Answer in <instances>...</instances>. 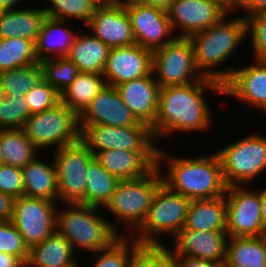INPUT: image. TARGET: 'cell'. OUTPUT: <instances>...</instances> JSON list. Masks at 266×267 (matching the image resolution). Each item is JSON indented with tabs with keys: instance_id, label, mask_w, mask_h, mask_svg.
Returning <instances> with one entry per match:
<instances>
[{
	"instance_id": "1",
	"label": "cell",
	"mask_w": 266,
	"mask_h": 267,
	"mask_svg": "<svg viewBox=\"0 0 266 267\" xmlns=\"http://www.w3.org/2000/svg\"><path fill=\"white\" fill-rule=\"evenodd\" d=\"M208 94L223 95V85L204 77L187 85L160 88L158 112L151 127L157 144H160V139L169 141L175 133L187 134L195 131L196 134L197 131L202 133L212 129L213 111L211 112L212 108L208 105L209 100L205 98Z\"/></svg>"
},
{
	"instance_id": "2",
	"label": "cell",
	"mask_w": 266,
	"mask_h": 267,
	"mask_svg": "<svg viewBox=\"0 0 266 267\" xmlns=\"http://www.w3.org/2000/svg\"><path fill=\"white\" fill-rule=\"evenodd\" d=\"M171 155L163 147H158L157 166L163 184L171 191L190 200L225 196L227 186L216 152L188 158ZM162 163L167 166L166 172L162 170L164 169Z\"/></svg>"
},
{
	"instance_id": "3",
	"label": "cell",
	"mask_w": 266,
	"mask_h": 267,
	"mask_svg": "<svg viewBox=\"0 0 266 267\" xmlns=\"http://www.w3.org/2000/svg\"><path fill=\"white\" fill-rule=\"evenodd\" d=\"M226 14L210 28L188 37L191 42L195 65L200 74L222 85L232 75L235 67L224 65L247 41V22L242 15ZM230 15H232L230 17ZM235 15V16H234ZM230 17V18H229ZM226 68L224 69L223 66Z\"/></svg>"
},
{
	"instance_id": "4",
	"label": "cell",
	"mask_w": 266,
	"mask_h": 267,
	"mask_svg": "<svg viewBox=\"0 0 266 267\" xmlns=\"http://www.w3.org/2000/svg\"><path fill=\"white\" fill-rule=\"evenodd\" d=\"M100 211L105 212L81 203H59L55 231L69 241L77 255L81 251L90 255L106 249L124 236L122 226L117 227L118 223L105 218V214L100 216Z\"/></svg>"
},
{
	"instance_id": "5",
	"label": "cell",
	"mask_w": 266,
	"mask_h": 267,
	"mask_svg": "<svg viewBox=\"0 0 266 267\" xmlns=\"http://www.w3.org/2000/svg\"><path fill=\"white\" fill-rule=\"evenodd\" d=\"M162 184L158 166L142 178L118 182L115 192L103 208L107 215H113V221L115 219L119 224H124V236H131L142 225L153 197Z\"/></svg>"
},
{
	"instance_id": "6",
	"label": "cell",
	"mask_w": 266,
	"mask_h": 267,
	"mask_svg": "<svg viewBox=\"0 0 266 267\" xmlns=\"http://www.w3.org/2000/svg\"><path fill=\"white\" fill-rule=\"evenodd\" d=\"M215 151L227 187L251 186L266 172V134L257 130Z\"/></svg>"
},
{
	"instance_id": "7",
	"label": "cell",
	"mask_w": 266,
	"mask_h": 267,
	"mask_svg": "<svg viewBox=\"0 0 266 267\" xmlns=\"http://www.w3.org/2000/svg\"><path fill=\"white\" fill-rule=\"evenodd\" d=\"M190 202L189 198L162 184L153 197L144 222L131 237L141 245H164L160 240L162 236L172 240L184 227Z\"/></svg>"
},
{
	"instance_id": "8",
	"label": "cell",
	"mask_w": 266,
	"mask_h": 267,
	"mask_svg": "<svg viewBox=\"0 0 266 267\" xmlns=\"http://www.w3.org/2000/svg\"><path fill=\"white\" fill-rule=\"evenodd\" d=\"M23 130L42 153L43 150L53 148L55 151L81 140L79 115L61 102L52 109L31 114Z\"/></svg>"
},
{
	"instance_id": "9",
	"label": "cell",
	"mask_w": 266,
	"mask_h": 267,
	"mask_svg": "<svg viewBox=\"0 0 266 267\" xmlns=\"http://www.w3.org/2000/svg\"><path fill=\"white\" fill-rule=\"evenodd\" d=\"M152 73L160 88L187 85L204 78L195 65L191 42L184 37H176L153 51Z\"/></svg>"
},
{
	"instance_id": "10",
	"label": "cell",
	"mask_w": 266,
	"mask_h": 267,
	"mask_svg": "<svg viewBox=\"0 0 266 267\" xmlns=\"http://www.w3.org/2000/svg\"><path fill=\"white\" fill-rule=\"evenodd\" d=\"M52 153L58 180V203H80L85 198L86 169L94 154L81 140Z\"/></svg>"
},
{
	"instance_id": "11",
	"label": "cell",
	"mask_w": 266,
	"mask_h": 267,
	"mask_svg": "<svg viewBox=\"0 0 266 267\" xmlns=\"http://www.w3.org/2000/svg\"><path fill=\"white\" fill-rule=\"evenodd\" d=\"M80 129L81 141L94 155L111 149L157 151L159 146L149 126L80 125Z\"/></svg>"
},
{
	"instance_id": "12",
	"label": "cell",
	"mask_w": 266,
	"mask_h": 267,
	"mask_svg": "<svg viewBox=\"0 0 266 267\" xmlns=\"http://www.w3.org/2000/svg\"><path fill=\"white\" fill-rule=\"evenodd\" d=\"M249 187L229 186L226 189V232L229 237L266 235L261 221L259 192Z\"/></svg>"
},
{
	"instance_id": "13",
	"label": "cell",
	"mask_w": 266,
	"mask_h": 267,
	"mask_svg": "<svg viewBox=\"0 0 266 267\" xmlns=\"http://www.w3.org/2000/svg\"><path fill=\"white\" fill-rule=\"evenodd\" d=\"M57 201L21 196L15 200L11 222L29 249L55 232Z\"/></svg>"
},
{
	"instance_id": "14",
	"label": "cell",
	"mask_w": 266,
	"mask_h": 267,
	"mask_svg": "<svg viewBox=\"0 0 266 267\" xmlns=\"http://www.w3.org/2000/svg\"><path fill=\"white\" fill-rule=\"evenodd\" d=\"M124 6L137 45L154 51L177 37L171 27L167 10L133 0H126Z\"/></svg>"
},
{
	"instance_id": "15",
	"label": "cell",
	"mask_w": 266,
	"mask_h": 267,
	"mask_svg": "<svg viewBox=\"0 0 266 267\" xmlns=\"http://www.w3.org/2000/svg\"><path fill=\"white\" fill-rule=\"evenodd\" d=\"M223 95L266 115V60H254L250 65L235 67L223 84Z\"/></svg>"
},
{
	"instance_id": "16",
	"label": "cell",
	"mask_w": 266,
	"mask_h": 267,
	"mask_svg": "<svg viewBox=\"0 0 266 267\" xmlns=\"http://www.w3.org/2000/svg\"><path fill=\"white\" fill-rule=\"evenodd\" d=\"M167 14L175 35L188 38L210 28L227 13L209 0H173Z\"/></svg>"
},
{
	"instance_id": "17",
	"label": "cell",
	"mask_w": 266,
	"mask_h": 267,
	"mask_svg": "<svg viewBox=\"0 0 266 267\" xmlns=\"http://www.w3.org/2000/svg\"><path fill=\"white\" fill-rule=\"evenodd\" d=\"M153 51L134 44L110 48L103 70L107 85L118 86L152 73Z\"/></svg>"
},
{
	"instance_id": "18",
	"label": "cell",
	"mask_w": 266,
	"mask_h": 267,
	"mask_svg": "<svg viewBox=\"0 0 266 267\" xmlns=\"http://www.w3.org/2000/svg\"><path fill=\"white\" fill-rule=\"evenodd\" d=\"M80 125L114 127L148 126L141 123L123 102L115 86L105 85L79 115Z\"/></svg>"
},
{
	"instance_id": "19",
	"label": "cell",
	"mask_w": 266,
	"mask_h": 267,
	"mask_svg": "<svg viewBox=\"0 0 266 267\" xmlns=\"http://www.w3.org/2000/svg\"><path fill=\"white\" fill-rule=\"evenodd\" d=\"M226 231H195L182 228L171 240L170 248L177 256L200 258L223 266L226 259Z\"/></svg>"
},
{
	"instance_id": "20",
	"label": "cell",
	"mask_w": 266,
	"mask_h": 267,
	"mask_svg": "<svg viewBox=\"0 0 266 267\" xmlns=\"http://www.w3.org/2000/svg\"><path fill=\"white\" fill-rule=\"evenodd\" d=\"M86 27L93 36L109 48L136 44L124 4L96 8Z\"/></svg>"
},
{
	"instance_id": "21",
	"label": "cell",
	"mask_w": 266,
	"mask_h": 267,
	"mask_svg": "<svg viewBox=\"0 0 266 267\" xmlns=\"http://www.w3.org/2000/svg\"><path fill=\"white\" fill-rule=\"evenodd\" d=\"M94 157L119 180L142 178L157 166V151L111 149L99 151Z\"/></svg>"
},
{
	"instance_id": "22",
	"label": "cell",
	"mask_w": 266,
	"mask_h": 267,
	"mask_svg": "<svg viewBox=\"0 0 266 267\" xmlns=\"http://www.w3.org/2000/svg\"><path fill=\"white\" fill-rule=\"evenodd\" d=\"M116 89L137 120L151 128L158 112L160 91L153 73L122 83Z\"/></svg>"
},
{
	"instance_id": "23",
	"label": "cell",
	"mask_w": 266,
	"mask_h": 267,
	"mask_svg": "<svg viewBox=\"0 0 266 267\" xmlns=\"http://www.w3.org/2000/svg\"><path fill=\"white\" fill-rule=\"evenodd\" d=\"M77 256L69 241L55 231L29 249L26 264L28 267H79L81 259Z\"/></svg>"
},
{
	"instance_id": "24",
	"label": "cell",
	"mask_w": 266,
	"mask_h": 267,
	"mask_svg": "<svg viewBox=\"0 0 266 267\" xmlns=\"http://www.w3.org/2000/svg\"><path fill=\"white\" fill-rule=\"evenodd\" d=\"M39 155L22 170L24 195L29 198H43L58 201V180L53 156L42 159ZM46 161V162H45Z\"/></svg>"
},
{
	"instance_id": "25",
	"label": "cell",
	"mask_w": 266,
	"mask_h": 267,
	"mask_svg": "<svg viewBox=\"0 0 266 267\" xmlns=\"http://www.w3.org/2000/svg\"><path fill=\"white\" fill-rule=\"evenodd\" d=\"M68 23L69 21L46 17L35 42L39 62L44 59L66 57L69 53L77 33Z\"/></svg>"
},
{
	"instance_id": "26",
	"label": "cell",
	"mask_w": 266,
	"mask_h": 267,
	"mask_svg": "<svg viewBox=\"0 0 266 267\" xmlns=\"http://www.w3.org/2000/svg\"><path fill=\"white\" fill-rule=\"evenodd\" d=\"M47 17L44 9L25 8L0 12V39L25 38L36 42Z\"/></svg>"
},
{
	"instance_id": "27",
	"label": "cell",
	"mask_w": 266,
	"mask_h": 267,
	"mask_svg": "<svg viewBox=\"0 0 266 267\" xmlns=\"http://www.w3.org/2000/svg\"><path fill=\"white\" fill-rule=\"evenodd\" d=\"M78 31L66 57L79 72L102 75L110 48L90 32L82 34L81 28Z\"/></svg>"
},
{
	"instance_id": "28",
	"label": "cell",
	"mask_w": 266,
	"mask_h": 267,
	"mask_svg": "<svg viewBox=\"0 0 266 267\" xmlns=\"http://www.w3.org/2000/svg\"><path fill=\"white\" fill-rule=\"evenodd\" d=\"M183 228L195 231H226L225 196L191 200Z\"/></svg>"
},
{
	"instance_id": "29",
	"label": "cell",
	"mask_w": 266,
	"mask_h": 267,
	"mask_svg": "<svg viewBox=\"0 0 266 267\" xmlns=\"http://www.w3.org/2000/svg\"><path fill=\"white\" fill-rule=\"evenodd\" d=\"M224 267H266V235L228 237Z\"/></svg>"
},
{
	"instance_id": "30",
	"label": "cell",
	"mask_w": 266,
	"mask_h": 267,
	"mask_svg": "<svg viewBox=\"0 0 266 267\" xmlns=\"http://www.w3.org/2000/svg\"><path fill=\"white\" fill-rule=\"evenodd\" d=\"M105 85L103 75L79 72L60 94V102L80 115Z\"/></svg>"
},
{
	"instance_id": "31",
	"label": "cell",
	"mask_w": 266,
	"mask_h": 267,
	"mask_svg": "<svg viewBox=\"0 0 266 267\" xmlns=\"http://www.w3.org/2000/svg\"><path fill=\"white\" fill-rule=\"evenodd\" d=\"M120 180L105 170L94 157L85 175V198L81 204L103 208L115 192Z\"/></svg>"
},
{
	"instance_id": "32",
	"label": "cell",
	"mask_w": 266,
	"mask_h": 267,
	"mask_svg": "<svg viewBox=\"0 0 266 267\" xmlns=\"http://www.w3.org/2000/svg\"><path fill=\"white\" fill-rule=\"evenodd\" d=\"M0 147L4 164L21 169L42 153L23 129L0 130Z\"/></svg>"
},
{
	"instance_id": "33",
	"label": "cell",
	"mask_w": 266,
	"mask_h": 267,
	"mask_svg": "<svg viewBox=\"0 0 266 267\" xmlns=\"http://www.w3.org/2000/svg\"><path fill=\"white\" fill-rule=\"evenodd\" d=\"M40 62L29 66L0 72V95L24 96L43 80Z\"/></svg>"
},
{
	"instance_id": "34",
	"label": "cell",
	"mask_w": 266,
	"mask_h": 267,
	"mask_svg": "<svg viewBox=\"0 0 266 267\" xmlns=\"http://www.w3.org/2000/svg\"><path fill=\"white\" fill-rule=\"evenodd\" d=\"M35 42L25 38L0 39V72L38 63Z\"/></svg>"
},
{
	"instance_id": "35",
	"label": "cell",
	"mask_w": 266,
	"mask_h": 267,
	"mask_svg": "<svg viewBox=\"0 0 266 267\" xmlns=\"http://www.w3.org/2000/svg\"><path fill=\"white\" fill-rule=\"evenodd\" d=\"M140 245L131 236H120L108 248L90 254L93 262L88 267H129L132 255Z\"/></svg>"
},
{
	"instance_id": "36",
	"label": "cell",
	"mask_w": 266,
	"mask_h": 267,
	"mask_svg": "<svg viewBox=\"0 0 266 267\" xmlns=\"http://www.w3.org/2000/svg\"><path fill=\"white\" fill-rule=\"evenodd\" d=\"M49 7H44L47 17L58 20H78L87 25L92 14L96 10V6L91 0H46Z\"/></svg>"
},
{
	"instance_id": "37",
	"label": "cell",
	"mask_w": 266,
	"mask_h": 267,
	"mask_svg": "<svg viewBox=\"0 0 266 267\" xmlns=\"http://www.w3.org/2000/svg\"><path fill=\"white\" fill-rule=\"evenodd\" d=\"M140 245L129 267H178V256L166 245Z\"/></svg>"
},
{
	"instance_id": "38",
	"label": "cell",
	"mask_w": 266,
	"mask_h": 267,
	"mask_svg": "<svg viewBox=\"0 0 266 267\" xmlns=\"http://www.w3.org/2000/svg\"><path fill=\"white\" fill-rule=\"evenodd\" d=\"M43 78L60 94L75 80L79 73L76 65L67 57L44 59L40 62Z\"/></svg>"
},
{
	"instance_id": "39",
	"label": "cell",
	"mask_w": 266,
	"mask_h": 267,
	"mask_svg": "<svg viewBox=\"0 0 266 267\" xmlns=\"http://www.w3.org/2000/svg\"><path fill=\"white\" fill-rule=\"evenodd\" d=\"M30 115L24 96L0 95V130L23 129Z\"/></svg>"
},
{
	"instance_id": "40",
	"label": "cell",
	"mask_w": 266,
	"mask_h": 267,
	"mask_svg": "<svg viewBox=\"0 0 266 267\" xmlns=\"http://www.w3.org/2000/svg\"><path fill=\"white\" fill-rule=\"evenodd\" d=\"M24 98L30 114L52 109L60 103V93L45 79L25 93Z\"/></svg>"
},
{
	"instance_id": "41",
	"label": "cell",
	"mask_w": 266,
	"mask_h": 267,
	"mask_svg": "<svg viewBox=\"0 0 266 267\" xmlns=\"http://www.w3.org/2000/svg\"><path fill=\"white\" fill-rule=\"evenodd\" d=\"M0 252L16 256L27 263L29 247L11 221H0Z\"/></svg>"
},
{
	"instance_id": "42",
	"label": "cell",
	"mask_w": 266,
	"mask_h": 267,
	"mask_svg": "<svg viewBox=\"0 0 266 267\" xmlns=\"http://www.w3.org/2000/svg\"><path fill=\"white\" fill-rule=\"evenodd\" d=\"M247 37L253 51V60H266V10L246 18ZM250 37V38H249Z\"/></svg>"
},
{
	"instance_id": "43",
	"label": "cell",
	"mask_w": 266,
	"mask_h": 267,
	"mask_svg": "<svg viewBox=\"0 0 266 267\" xmlns=\"http://www.w3.org/2000/svg\"><path fill=\"white\" fill-rule=\"evenodd\" d=\"M0 192L15 199L24 195V183L21 168L0 165Z\"/></svg>"
},
{
	"instance_id": "44",
	"label": "cell",
	"mask_w": 266,
	"mask_h": 267,
	"mask_svg": "<svg viewBox=\"0 0 266 267\" xmlns=\"http://www.w3.org/2000/svg\"><path fill=\"white\" fill-rule=\"evenodd\" d=\"M15 200V198L0 192V221L12 220Z\"/></svg>"
},
{
	"instance_id": "45",
	"label": "cell",
	"mask_w": 266,
	"mask_h": 267,
	"mask_svg": "<svg viewBox=\"0 0 266 267\" xmlns=\"http://www.w3.org/2000/svg\"><path fill=\"white\" fill-rule=\"evenodd\" d=\"M242 10L244 14L241 13L239 15L247 18L250 15L266 10V0H243Z\"/></svg>"
},
{
	"instance_id": "46",
	"label": "cell",
	"mask_w": 266,
	"mask_h": 267,
	"mask_svg": "<svg viewBox=\"0 0 266 267\" xmlns=\"http://www.w3.org/2000/svg\"><path fill=\"white\" fill-rule=\"evenodd\" d=\"M178 267H220L219 265L200 258L178 256Z\"/></svg>"
},
{
	"instance_id": "47",
	"label": "cell",
	"mask_w": 266,
	"mask_h": 267,
	"mask_svg": "<svg viewBox=\"0 0 266 267\" xmlns=\"http://www.w3.org/2000/svg\"><path fill=\"white\" fill-rule=\"evenodd\" d=\"M216 3L222 10L227 14H237L238 10L240 12L243 0H209Z\"/></svg>"
},
{
	"instance_id": "48",
	"label": "cell",
	"mask_w": 266,
	"mask_h": 267,
	"mask_svg": "<svg viewBox=\"0 0 266 267\" xmlns=\"http://www.w3.org/2000/svg\"><path fill=\"white\" fill-rule=\"evenodd\" d=\"M23 264L18 257L0 252V267H21Z\"/></svg>"
},
{
	"instance_id": "49",
	"label": "cell",
	"mask_w": 266,
	"mask_h": 267,
	"mask_svg": "<svg viewBox=\"0 0 266 267\" xmlns=\"http://www.w3.org/2000/svg\"><path fill=\"white\" fill-rule=\"evenodd\" d=\"M133 1L143 5L155 6L167 10L168 7L170 6V3L173 0H133Z\"/></svg>"
},
{
	"instance_id": "50",
	"label": "cell",
	"mask_w": 266,
	"mask_h": 267,
	"mask_svg": "<svg viewBox=\"0 0 266 267\" xmlns=\"http://www.w3.org/2000/svg\"><path fill=\"white\" fill-rule=\"evenodd\" d=\"M256 190L259 192L260 200H261V221L263 228L266 230V187L265 188H259Z\"/></svg>"
},
{
	"instance_id": "51",
	"label": "cell",
	"mask_w": 266,
	"mask_h": 267,
	"mask_svg": "<svg viewBox=\"0 0 266 267\" xmlns=\"http://www.w3.org/2000/svg\"><path fill=\"white\" fill-rule=\"evenodd\" d=\"M126 0H91L96 8L113 7L124 4Z\"/></svg>"
},
{
	"instance_id": "52",
	"label": "cell",
	"mask_w": 266,
	"mask_h": 267,
	"mask_svg": "<svg viewBox=\"0 0 266 267\" xmlns=\"http://www.w3.org/2000/svg\"><path fill=\"white\" fill-rule=\"evenodd\" d=\"M19 2L21 0H0V12L19 9L17 7Z\"/></svg>"
},
{
	"instance_id": "53",
	"label": "cell",
	"mask_w": 266,
	"mask_h": 267,
	"mask_svg": "<svg viewBox=\"0 0 266 267\" xmlns=\"http://www.w3.org/2000/svg\"><path fill=\"white\" fill-rule=\"evenodd\" d=\"M4 164L3 162V155L1 153V147H0V165Z\"/></svg>"
},
{
	"instance_id": "54",
	"label": "cell",
	"mask_w": 266,
	"mask_h": 267,
	"mask_svg": "<svg viewBox=\"0 0 266 267\" xmlns=\"http://www.w3.org/2000/svg\"><path fill=\"white\" fill-rule=\"evenodd\" d=\"M21 267H28L26 263H24Z\"/></svg>"
}]
</instances>
